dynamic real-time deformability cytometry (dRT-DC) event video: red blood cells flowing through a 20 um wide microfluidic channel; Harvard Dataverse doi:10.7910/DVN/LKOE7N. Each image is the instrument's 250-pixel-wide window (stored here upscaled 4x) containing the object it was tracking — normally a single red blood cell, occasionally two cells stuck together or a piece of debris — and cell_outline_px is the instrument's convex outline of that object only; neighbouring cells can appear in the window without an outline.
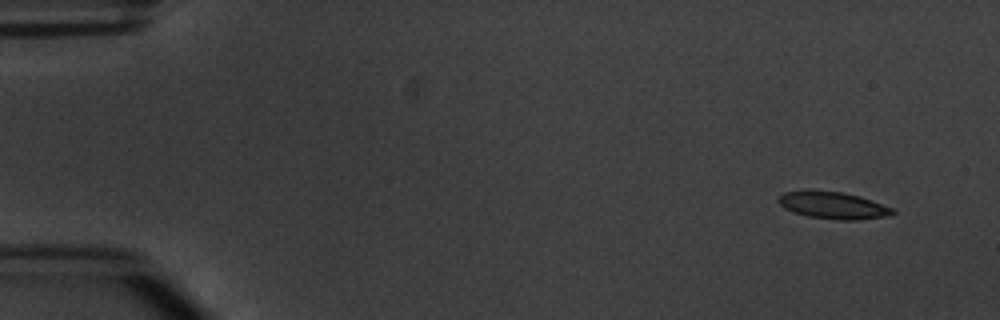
{"species": "common noctule bat (a hibernating species)", "species_latin": "Nyctalus noctula", "temperature_condition": "warm", "stored_images_in_passage": 7, "camera_frame_rate_fps": 3000, "um_per_image_px": 0.085, "animal": {"sex": "male", "body_mass_g": 20.1, "forearm_length_mm": 53.5}, "frame": {"image": 1, "passage_image": 1, "time_ms": 0.0, "image_size_px": [1000, 320], "cell_outline_px": [[896, 212], [892, 216], [856, 220], [836, 220], [808, 216], [792, 212], [784, 208], [776, 200], [784, 192], [844, 192], [860, 196], [896, 208]], "centroid_in_image_um": [70.92, 17.49], "position_along_channel_um": 14.1, "area_um2": 17.92}}
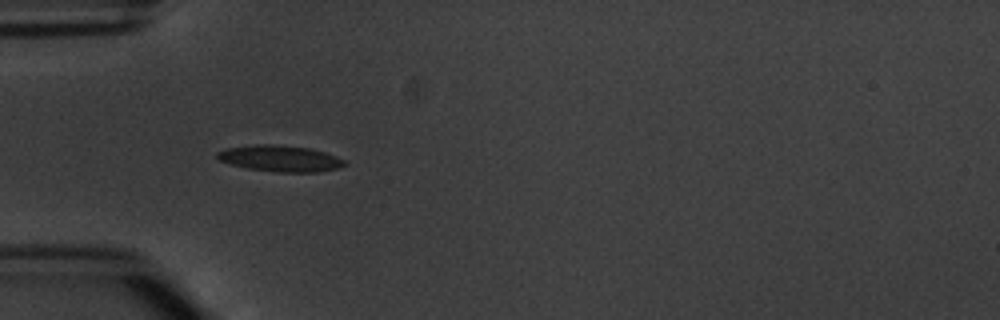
{"frame": {"image": 2, "passage_image": 5, "time_ms": 4.333, "image_size_px": [1000, 320], "cell_outline_px": [[348, 164], [336, 168], [316, 172], [280, 172], [248, 168], [232, 164], [220, 160], [216, 156], [216, 152], [224, 148], [256, 144], [268, 144], [312, 148], [336, 156], [344, 160]], "centroid_in_image_um": [23.8, 13.46], "position_along_channel_um": 61.2, "area_um2": 19.31}}
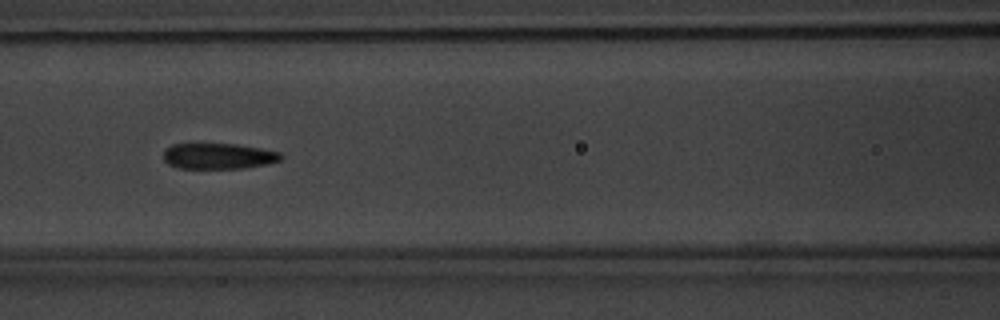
{"frame": {"image": 3, "passage_image": 7, "time_ms": 6.667, "image_size_px": [1000, 320], "cell_outline_px": [[284, 156], [280, 160], [264, 164], [244, 168], [176, 168], [168, 164], [164, 160], [164, 152], [172, 144], [236, 144], [260, 148], [280, 152]], "centroid_in_image_um": [18.56, 13.27], "position_along_channel_um": 148.0, "area_um2": 17.51}}